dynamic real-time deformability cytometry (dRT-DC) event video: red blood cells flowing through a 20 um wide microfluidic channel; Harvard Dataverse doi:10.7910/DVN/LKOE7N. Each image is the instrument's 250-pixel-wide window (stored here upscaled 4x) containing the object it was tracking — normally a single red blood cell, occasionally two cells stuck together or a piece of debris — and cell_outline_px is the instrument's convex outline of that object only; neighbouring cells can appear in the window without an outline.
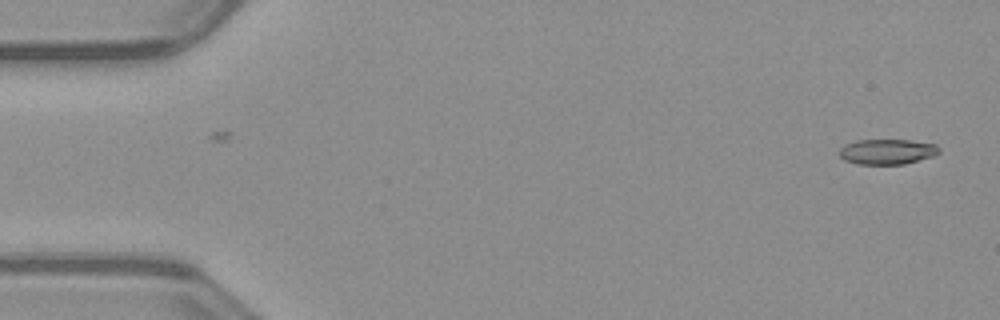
{"species": "common noctule bat (a hibernating species)", "species_latin": "Nyctalus noctula", "temperature_condition": "warm", "stored_images_in_passage": 50, "camera_frame_rate_fps": 3000, "um_per_image_px": 0.085, "animal": {"sex": "male", "body_mass_g": 23.1, "forearm_length_mm": 52.7}, "frame": {"image": 1, "passage_image": 1, "time_ms": 0.0, "image_size_px": [1000, 320], "cell_outline_px": [[940, 152], [932, 156], [904, 164], [856, 164], [844, 160], [840, 156], [840, 148], [844, 144], [856, 140], [912, 140], [936, 144], [940, 148]], "centroid_in_image_um": [75.4, 12.88], "position_along_channel_um": 9.6, "area_um2": 14.74}}
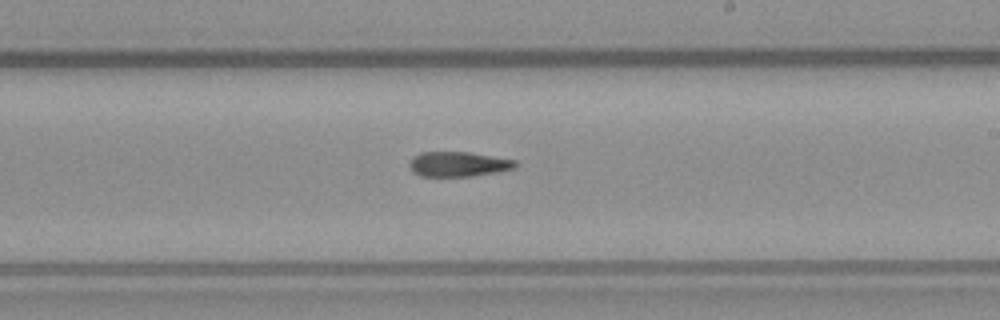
{"frame": {"image": 2, "passage_image": 29, "time_ms": 9.333, "image_size_px": [1000, 320], "cell_outline_px": [[520, 164], [516, 168], [496, 172], [472, 176], [420, 176], [412, 172], [408, 164], [412, 156], [420, 152], [468, 152], [516, 160]], "centroid_in_image_um": [38.95, 13.95], "position_along_channel_um": 250.1, "area_um2": 15.55}}
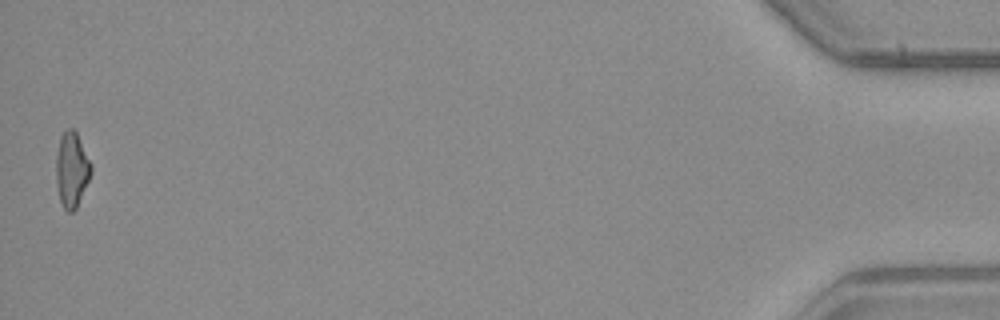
{"frame": {"image": 3, "passage_image": 50, "time_ms": 16.333, "image_size_px": [1000, 320], "cell_outline_px": [[92, 172], [76, 208], [72, 212], [68, 212], [64, 208], [60, 200], [56, 184], [56, 152], [60, 136], [68, 128], [72, 128], [76, 132], [92, 164]], "centroid_in_image_um": [6.09, 14.4], "position_along_channel_um": 429.1, "area_um2": 15.32}}